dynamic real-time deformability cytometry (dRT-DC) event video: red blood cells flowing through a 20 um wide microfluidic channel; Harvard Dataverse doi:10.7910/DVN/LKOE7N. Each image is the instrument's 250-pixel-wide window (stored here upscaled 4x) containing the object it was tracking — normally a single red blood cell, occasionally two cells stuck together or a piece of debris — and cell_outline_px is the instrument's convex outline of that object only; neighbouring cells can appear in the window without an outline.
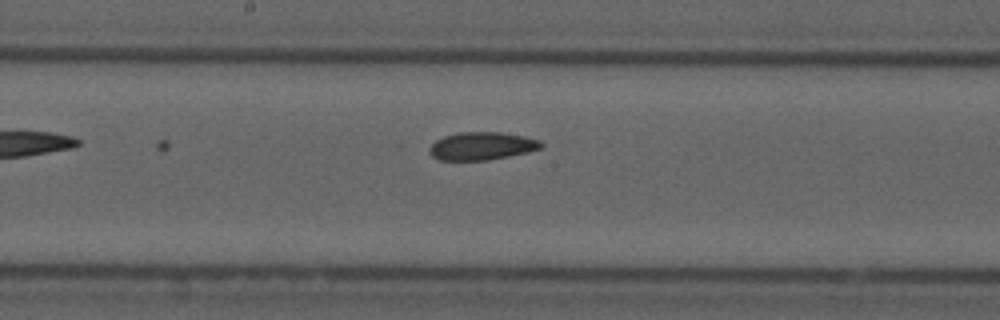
{"species": "common noctule bat (a hibernating species)", "species_latin": "Nyctalus noctula", "temperature_condition": "cold", "stored_images_in_passage": 20, "camera_frame_rate_fps": 3000, "um_per_image_px": 0.085, "animal": {"sex": "male", "forearm_length_mm": 52.5}, "frame": {"image": 1, "passage_image": 20, "time_ms": 6.333, "image_size_px": [1000, 320], "cell_outline_px": [[544, 144], [540, 148], [528, 152], [488, 160], [440, 160], [432, 156], [428, 152], [428, 148], [436, 140], [444, 136], [460, 132], [500, 132], [524, 136], [540, 140]], "centroid_in_image_um": [40.94, 12.41], "position_along_channel_um": 207.3, "area_um2": 18.15}}